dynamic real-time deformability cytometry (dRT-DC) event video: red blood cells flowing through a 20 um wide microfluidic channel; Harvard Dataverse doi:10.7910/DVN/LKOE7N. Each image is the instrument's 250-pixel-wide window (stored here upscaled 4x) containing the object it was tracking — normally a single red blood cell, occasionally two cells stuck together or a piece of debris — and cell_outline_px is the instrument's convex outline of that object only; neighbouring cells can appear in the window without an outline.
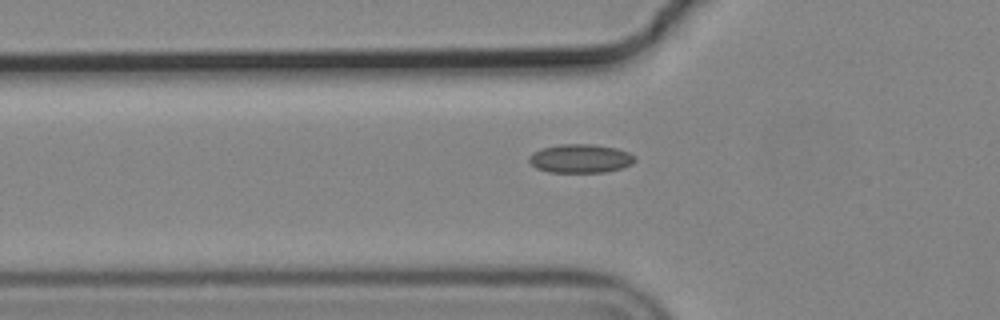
{"species": "common noctule bat (a hibernating species)", "species_latin": "Nyctalus noctula", "temperature_condition": "cold", "stored_images_in_passage": 41, "camera_frame_rate_fps": 3000, "um_per_image_px": 0.085, "animal": {"sex": "male", "body_mass_g": 19.2, "forearm_length_mm": 51.8}, "frame": {"image": 1, "passage_image": 7, "time_ms": 2.0, "image_size_px": [1000, 320], "cell_outline_px": [[636, 160], [632, 164], [620, 168], [604, 172], [548, 172], [536, 168], [528, 160], [528, 156], [532, 152], [540, 148], [560, 144], [592, 144], [616, 148], [628, 152], [636, 156]], "centroid_in_image_um": [49.31, 13.47], "position_along_channel_um": 76.5, "area_um2": 17.8}}
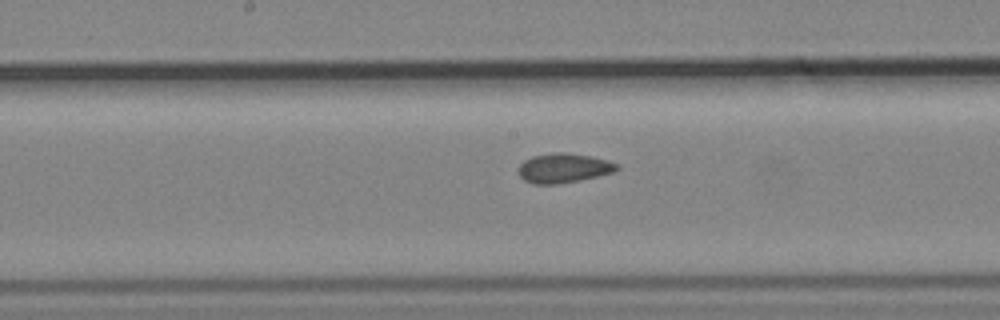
{"frame": {"image": 2, "passage_image": 17, "time_ms": 5.333, "image_size_px": [1000, 320], "cell_outline_px": [[620, 168], [612, 172], [580, 180], [556, 184], [532, 184], [524, 180], [520, 176], [520, 164], [524, 160], [532, 156], [552, 152], [568, 152], [592, 156], [616, 164]], "centroid_in_image_um": [47.87, 14.27], "position_along_channel_um": 200.3, "area_um2": 16.76}}
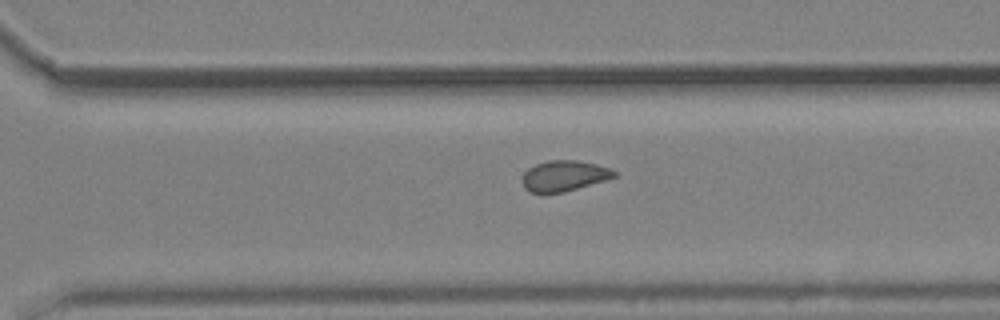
{"frame": {"image": 3, "passage_image": 27, "time_ms": 8.667, "image_size_px": [1000, 320], "cell_outline_px": [[616, 176], [604, 180], [564, 192], [528, 192], [524, 188], [520, 180], [524, 172], [528, 168], [536, 164], [548, 160], [576, 160], [596, 164], [608, 168], [616, 172]], "centroid_in_image_um": [47.88, 14.94], "position_along_channel_um": 322.7, "area_um2": 16.3}, "authors_computed_cell_mechanics": {"area_um2": 16.5308, "velocity_mm_per_s": 3.6942, "shape_relaxation_time_tau1_ms": null, "shape_relaxation_time_tau2_ms": 1.9133, "deformation_change_tau1": null, "deformation_change_tau2": 0.0684}}